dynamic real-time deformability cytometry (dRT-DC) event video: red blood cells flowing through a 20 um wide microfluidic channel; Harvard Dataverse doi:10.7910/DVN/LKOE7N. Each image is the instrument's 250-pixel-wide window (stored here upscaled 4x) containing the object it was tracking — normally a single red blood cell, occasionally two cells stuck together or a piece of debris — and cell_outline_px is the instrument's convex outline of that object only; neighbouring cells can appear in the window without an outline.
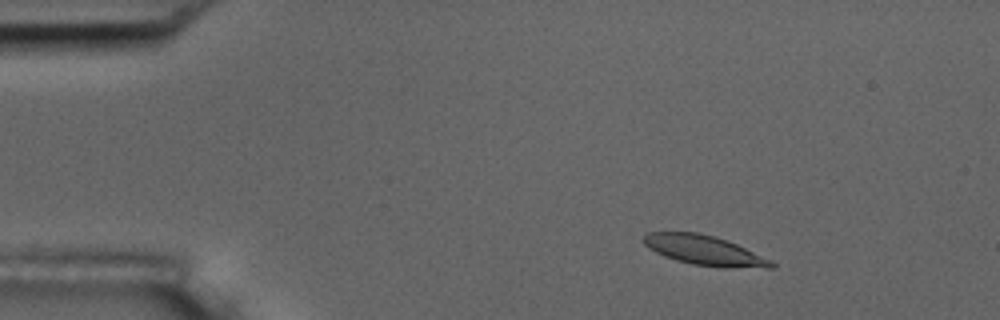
{"species": "common noctule bat (a hibernating species)", "species_latin": "Nyctalus noctula", "temperature_condition": "room temperature", "stored_images_in_passage": 8, "camera_frame_rate_fps": 3000, "um_per_image_px": 0.085, "animal": {"sex": "male", "body_mass_g": 17.5, "forearm_length_mm": 52.3}, "frame": {"image": 1, "passage_image": 2, "time_ms": 1.333, "image_size_px": [1000, 320], "cell_outline_px": [[776, 268], [724, 268], [692, 264], [676, 260], [664, 256], [648, 248], [644, 244], [644, 236], [648, 232], [700, 232], [736, 244], [772, 260], [776, 264]], "centroid_in_image_um": [59.9, 21.3], "position_along_channel_um": 25.1, "area_um2": 22.14}}
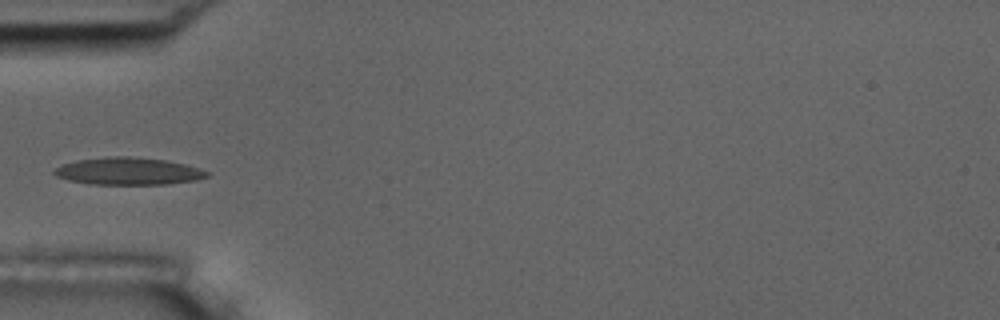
{"frame": {"image": 2, "passage_image": 5, "time_ms": 4.667, "image_size_px": [1000, 320], "cell_outline_px": [[208, 176], [196, 180], [168, 184], [92, 184], [68, 180], [56, 176], [52, 172], [60, 164], [76, 160], [108, 156], [128, 156], [164, 160], [184, 164], [200, 168], [208, 172]], "centroid_in_image_um": [10.87, 14.55], "position_along_channel_um": 74.1, "area_um2": 24.28}}
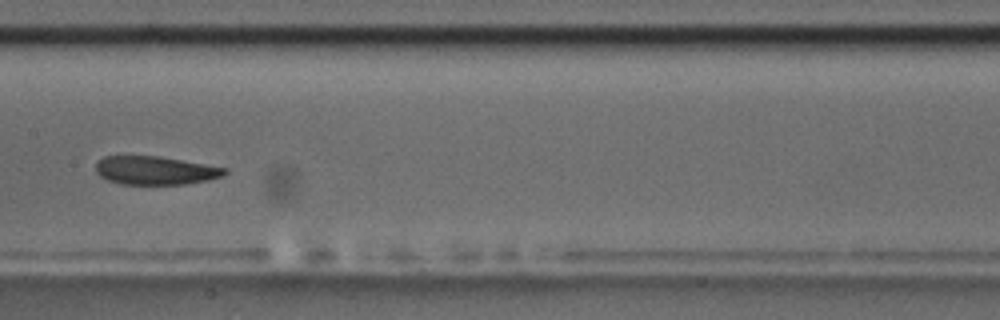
{"frame": {"image": 3, "passage_image": 8, "time_ms": 8.0, "image_size_px": [1000, 320], "cell_outline_px": [[228, 172], [224, 176], [208, 180], [184, 184], [120, 184], [108, 180], [100, 176], [96, 172], [96, 164], [104, 156], [160, 156], [228, 168]], "centroid_in_image_um": [13.23, 14.49], "position_along_channel_um": 194.2, "area_um2": 21.39}}